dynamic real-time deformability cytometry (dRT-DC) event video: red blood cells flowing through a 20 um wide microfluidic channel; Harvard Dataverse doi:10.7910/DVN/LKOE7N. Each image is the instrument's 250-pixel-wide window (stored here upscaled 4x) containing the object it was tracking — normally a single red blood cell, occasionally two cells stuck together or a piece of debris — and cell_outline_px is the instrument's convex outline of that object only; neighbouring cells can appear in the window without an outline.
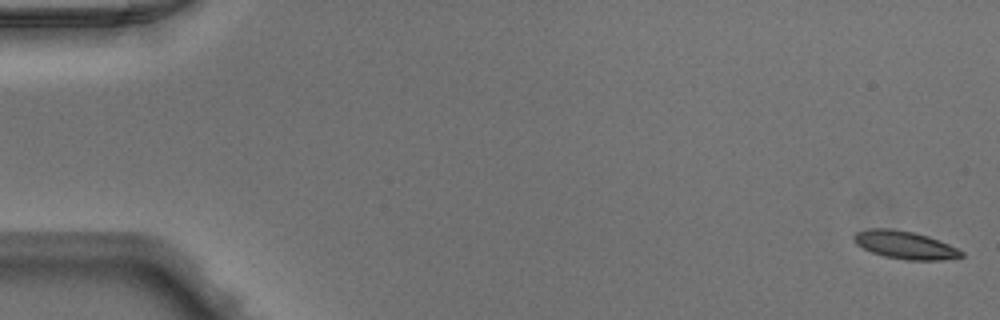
{"species": "Egyptian fruit bat (a non-hibernating species)", "species_latin": "Rousettus aegyptiacus", "temperature_condition": "warm", "stored_images_in_passage": 49, "camera_frame_rate_fps": 3000, "um_per_image_px": 0.085, "animal": {"sex": "male"}, "frame": {"image": 1, "passage_image": 1, "time_ms": 0.0, "image_size_px": [1000, 320], "cell_outline_px": [[964, 256], [940, 260], [908, 260], [884, 256], [872, 252], [856, 244], [852, 236], [856, 232], [872, 228], [888, 228], [912, 232], [928, 236], [948, 244], [964, 252]], "centroid_in_image_um": [76.91, 20.82], "position_along_channel_um": 8.1, "area_um2": 17.22}}
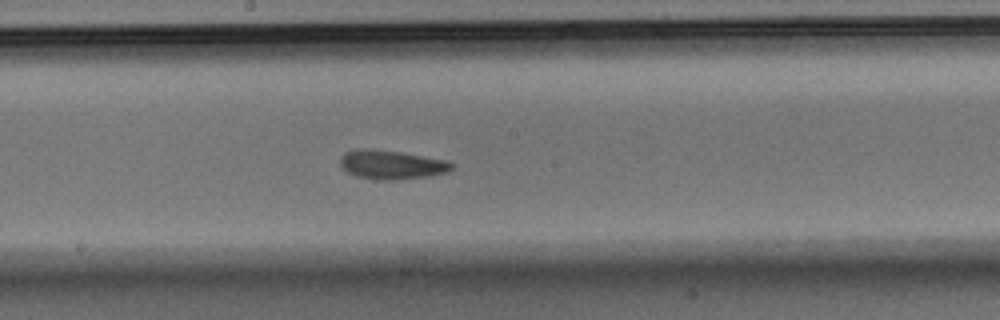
{"frame": {"image": 2, "passage_image": 27, "time_ms": 8.667, "image_size_px": [1000, 320], "cell_outline_px": [[452, 168], [448, 172], [428, 176], [396, 180], [376, 180], [356, 176], [348, 172], [340, 164], [340, 156], [344, 152], [356, 148], [368, 148], [400, 152], [448, 160], [452, 164]], "centroid_in_image_um": [33.25, 13.99], "position_along_channel_um": 214.9, "area_um2": 18.96}}
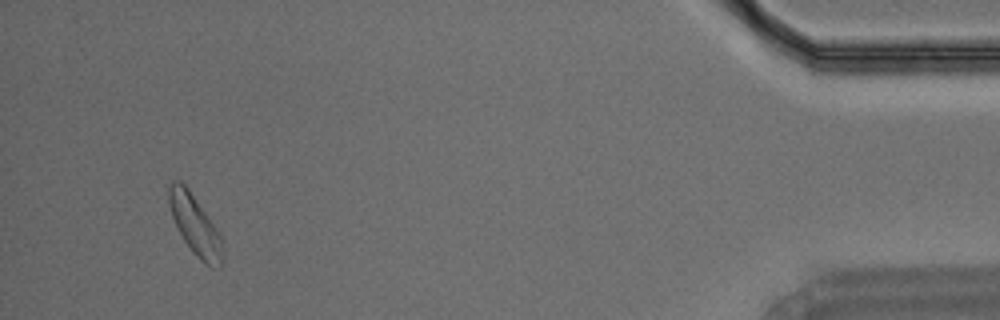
{"frame": {"image": 3, "passage_image": 47, "time_ms": 15.333, "image_size_px": [1000, 320], "cell_outline_px": [[224, 264], [220, 268], [212, 268], [204, 264], [192, 252], [184, 240], [172, 216], [168, 204], [168, 184], [172, 180], [180, 180], [188, 188], [208, 216], [216, 228], [220, 236], [224, 260]], "centroid_in_image_um": [16.58, 19.15], "position_along_channel_um": 418.6, "area_um2": 18.79}}